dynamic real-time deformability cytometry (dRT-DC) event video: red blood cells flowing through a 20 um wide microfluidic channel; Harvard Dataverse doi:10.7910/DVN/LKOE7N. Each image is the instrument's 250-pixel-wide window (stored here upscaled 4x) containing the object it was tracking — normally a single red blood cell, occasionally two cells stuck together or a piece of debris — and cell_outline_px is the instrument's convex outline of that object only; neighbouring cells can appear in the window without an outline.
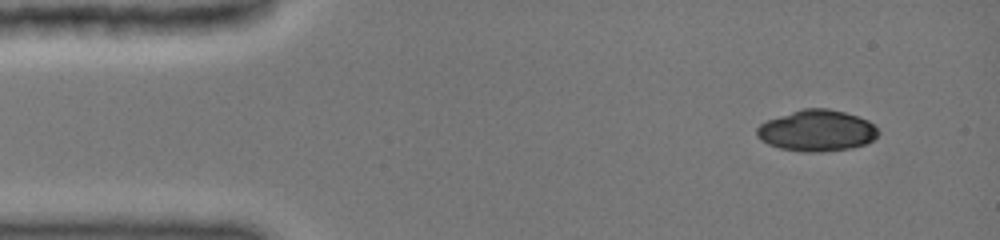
{"species": "common noctule bat (a hibernating species)", "species_latin": "Nyctalus noctula", "temperature_condition": "cold", "stored_images_in_passage": 43, "camera_frame_rate_fps": 3000, "um_per_image_px": 0.085, "animal": {"sex": "female", "body_mass_g": 19.0, "forearm_length_mm": 51.5}, "frame": {"image": 1, "passage_image": 1, "time_ms": 0.0, "image_size_px": [1000, 240], "cell_outline_px": [[880, 132], [872, 140], [864, 144], [852, 148], [820, 152], [800, 152], [780, 148], [768, 144], [760, 140], [756, 136], [756, 128], [760, 124], [768, 120], [804, 108], [828, 108], [844, 112], [868, 120]], "centroid_in_image_um": [69.41, 11.12], "position_along_channel_um": 15.6, "area_um2": 29.07}}
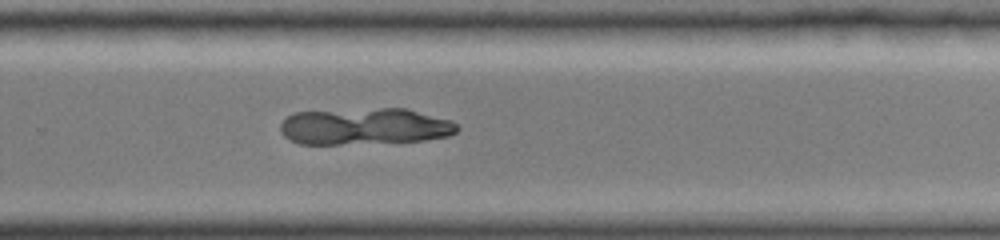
{"frame": {"image": 2, "passage_image": 36, "time_ms": 9.333, "image_size_px": [1000, 240], "cell_outline_px": [[460, 128], [456, 132], [448, 136], [424, 140], [340, 144], [300, 144], [284, 136], [280, 128], [280, 124], [288, 116], [296, 112], [380, 108], [404, 108], [452, 120]], "centroid_in_image_um": [31.02, 10.74], "position_along_channel_um": 298.8, "area_um2": 37.51}}